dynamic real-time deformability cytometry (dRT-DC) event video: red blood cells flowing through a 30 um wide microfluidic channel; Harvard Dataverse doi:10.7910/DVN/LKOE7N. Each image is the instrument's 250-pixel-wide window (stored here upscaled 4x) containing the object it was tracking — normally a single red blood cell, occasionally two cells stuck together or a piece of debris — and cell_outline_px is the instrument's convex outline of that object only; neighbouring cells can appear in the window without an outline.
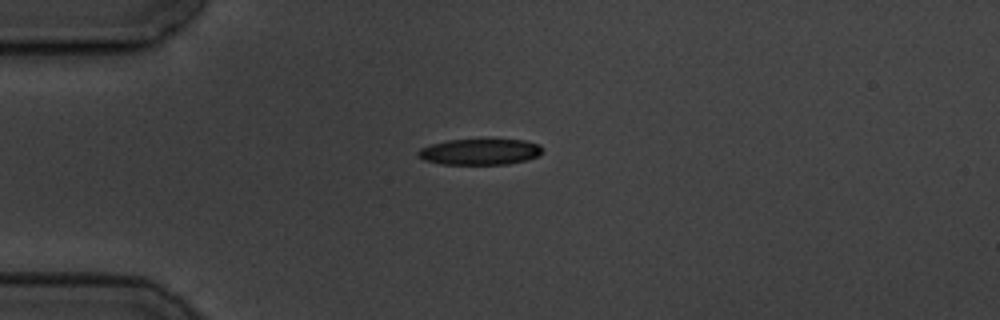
{"species": "common noctule bat (a hibernating species)", "species_latin": "Nyctalus noctula", "temperature_condition": "cold", "stored_images_in_passage": 5, "camera_frame_rate_fps": 3000, "um_per_image_px": 0.085, "animal": {"sex": "male", "body_mass_g": 19.5, "forearm_length_mm": 54.6}, "frame": {"image": 1, "passage_image": 5, "time_ms": 4.667, "image_size_px": [1000, 320], "cell_outline_px": [[544, 148], [536, 156], [528, 160], [508, 164], [440, 164], [424, 160], [416, 156], [416, 152], [420, 148], [432, 144], [448, 140], [524, 140], [540, 144]], "centroid_in_image_um": [40.77, 12.91], "position_along_channel_um": 44.2, "area_um2": 18.84}}